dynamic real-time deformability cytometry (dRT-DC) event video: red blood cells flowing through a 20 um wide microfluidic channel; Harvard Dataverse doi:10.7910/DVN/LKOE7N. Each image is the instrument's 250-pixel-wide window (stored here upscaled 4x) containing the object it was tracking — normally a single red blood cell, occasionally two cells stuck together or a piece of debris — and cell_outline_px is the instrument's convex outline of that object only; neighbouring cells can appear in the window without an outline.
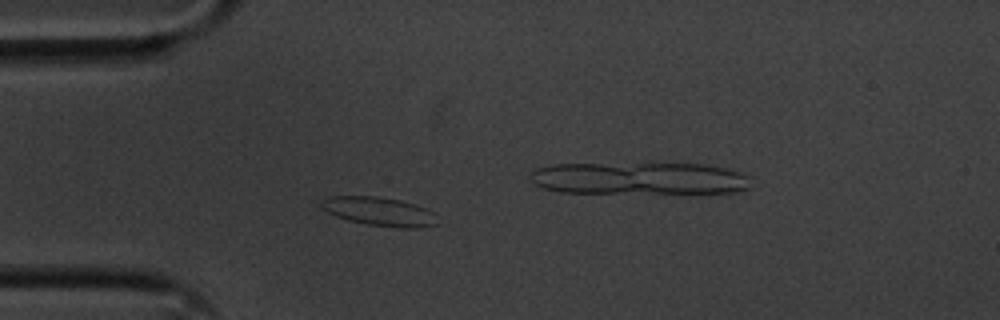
{"species": "common noctule bat (a hibernating species)", "species_latin": "Nyctalus noctula", "temperature_condition": "cold", "stored_images_in_passage": 51, "camera_frame_rate_fps": 3000, "um_per_image_px": 0.085, "animal": {"sex": "male", "body_mass_g": 20.1, "forearm_length_mm": 53.5}, "frame": {"image": 1, "passage_image": 10, "time_ms": 3.0, "image_size_px": [1000, 320], "cell_outline_px": [[436, 224], [416, 228], [400, 228], [368, 224], [348, 220], [336, 216], [320, 208], [320, 200], [328, 196], [376, 196], [400, 200], [416, 204], [436, 212]], "centroid_in_image_um": [32.23, 17.96], "position_along_channel_um": 52.8, "area_um2": 19.59}}
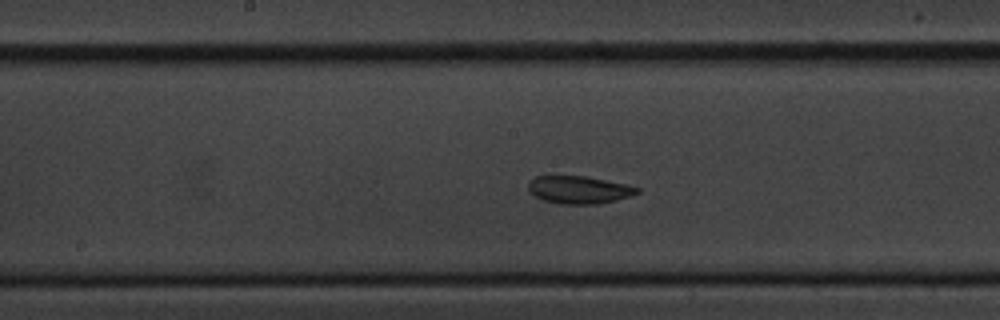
{"frame": {"image": 2, "passage_image": 23, "time_ms": 7.333, "image_size_px": [1000, 320], "cell_outline_px": [[640, 192], [632, 196], [616, 200], [596, 204], [560, 204], [544, 200], [536, 196], [528, 188], [528, 184], [536, 176], [588, 176], [628, 184], [640, 188]], "centroid_in_image_um": [49.29, 16.13], "position_along_channel_um": 198.9, "area_um2": 17.57}}
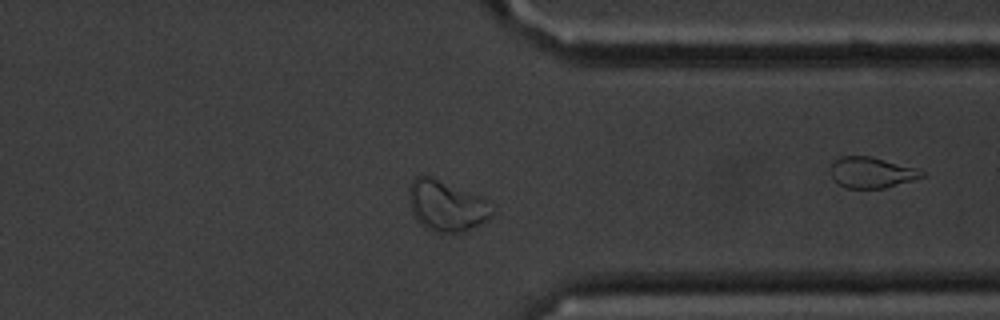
{"frame": {"image": 3, "passage_image": 38, "time_ms": 12.333, "image_size_px": [1000, 320], "cell_outline_px": [[496, 212], [492, 216], [480, 224], [464, 232], [440, 232], [416, 220], [408, 196], [408, 188], [412, 180], [416, 176], [428, 176], [476, 196], [484, 200]], "centroid_in_image_um": [37.93, 17.51], "position_along_channel_um": 373.5, "area_um2": 23.52}, "authors_computed_cell_mechanics": {"area_um2": 19.3052, "velocity_mm_per_s": 3.5523, "shape_relaxation_time_tau1_ms": 6.0689, "shape_relaxation_time_tau2_ms": 6.0756, "deformation_change_tau1": 0.1273, "deformation_change_tau2": 0.0703}}